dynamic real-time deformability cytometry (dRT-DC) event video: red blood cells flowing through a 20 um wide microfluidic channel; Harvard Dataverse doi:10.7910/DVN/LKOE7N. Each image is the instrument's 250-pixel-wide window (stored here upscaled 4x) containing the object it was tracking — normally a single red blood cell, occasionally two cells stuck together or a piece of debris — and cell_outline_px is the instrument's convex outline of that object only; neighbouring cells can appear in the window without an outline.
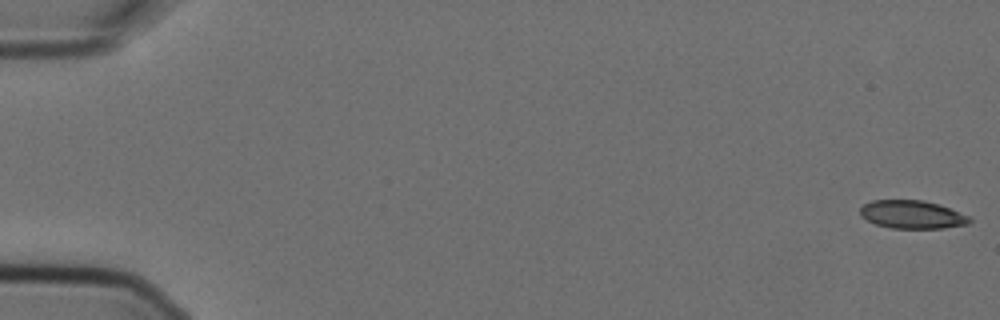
{"species": "Egyptian fruit bat (a non-hibernating species)", "species_latin": "Rousettus aegyptiacus", "temperature_condition": "cold", "stored_images_in_passage": 8, "camera_frame_rate_fps": 3000, "um_per_image_px": 0.085, "animal": {"sex": "female"}, "frame": {"image": 1, "passage_image": 1, "time_ms": 0.0, "image_size_px": [1000, 320], "cell_outline_px": [[972, 220], [968, 224], [944, 228], [892, 228], [876, 224], [860, 216], [860, 208], [864, 204], [872, 200], [924, 200], [972, 216]], "centroid_in_image_um": [77.54, 18.23], "position_along_channel_um": 7.5, "area_um2": 17.92}}
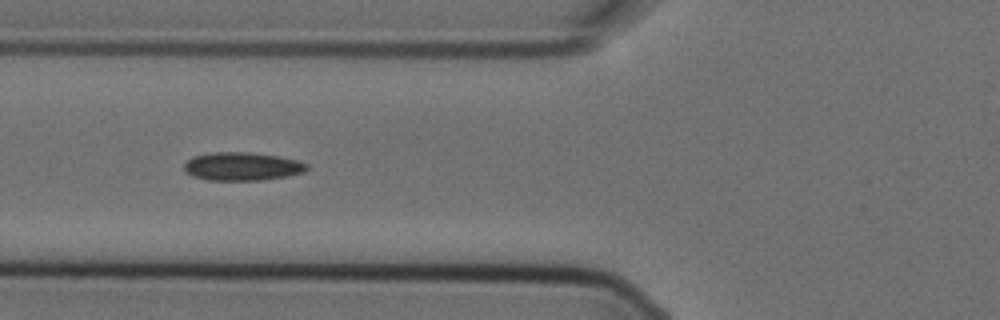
{"frame": {"image": 2, "passage_image": 7, "time_ms": 2.0, "image_size_px": [1000, 320], "cell_outline_px": [[308, 168], [304, 172], [288, 176], [260, 180], [208, 180], [192, 176], [184, 168], [184, 164], [192, 156], [212, 152], [244, 152], [276, 156], [296, 160], [308, 164]], "centroid_in_image_um": [20.57, 14.15], "position_along_channel_um": 105.2, "area_um2": 20.06}}
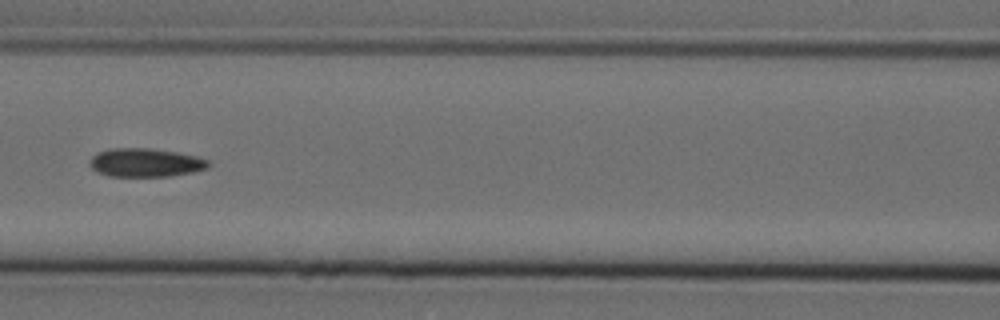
{"frame": {"image": 3, "passage_image": 8, "time_ms": 2.333, "image_size_px": [1000, 320], "cell_outline_px": [[212, 164], [208, 168], [192, 172], [168, 176], [108, 176], [96, 172], [88, 164], [88, 160], [96, 152], [108, 148], [148, 148], [180, 152], [196, 156], [208, 160]], "centroid_in_image_um": [12.33, 13.81], "position_along_channel_um": 154.3, "area_um2": 20.06}}